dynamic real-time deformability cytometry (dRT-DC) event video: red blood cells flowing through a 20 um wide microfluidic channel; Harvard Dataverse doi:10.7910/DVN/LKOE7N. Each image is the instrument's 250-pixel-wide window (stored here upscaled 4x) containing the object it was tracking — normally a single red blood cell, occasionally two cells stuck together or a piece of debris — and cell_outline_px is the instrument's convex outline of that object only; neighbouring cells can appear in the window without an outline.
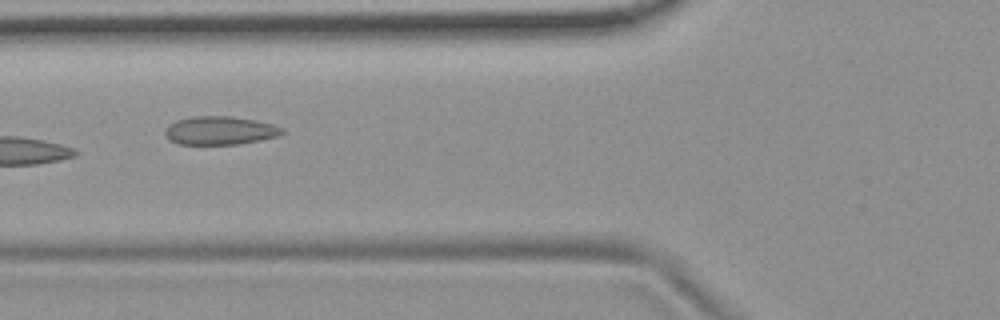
{"species": "common noctule bat (a hibernating species)", "species_latin": "Nyctalus noctula", "temperature_condition": "room temperature", "stored_images_in_passage": 9, "camera_frame_rate_fps": 3000, "um_per_image_px": 0.085, "animal": {"sex": "female", "body_mass_g": 19.9}, "frame": {"image": 1, "passage_image": 6, "time_ms": 1.667, "image_size_px": [1000, 320], "cell_outline_px": [[284, 132], [280, 136], [260, 140], [236, 144], [176, 144], [168, 140], [164, 132], [168, 124], [176, 120], [192, 116], [232, 116], [256, 120], [272, 124], [284, 128]], "centroid_in_image_um": [18.68, 11.09], "position_along_channel_um": 107.1, "area_um2": 19.59}}
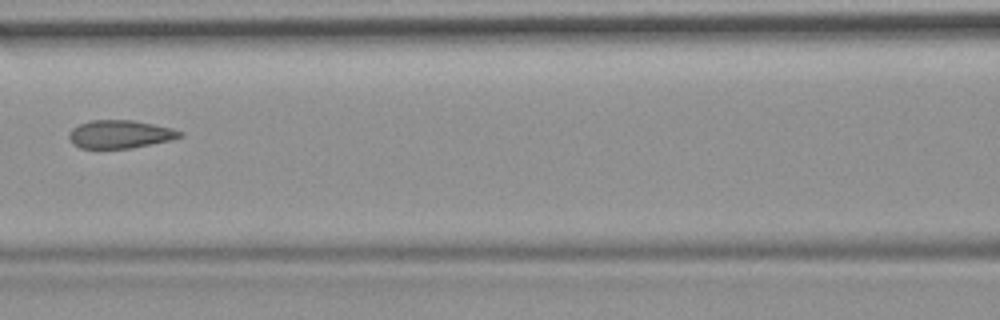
{"frame": {"image": 2, "passage_image": 7, "time_ms": 2.0, "image_size_px": [1000, 320], "cell_outline_px": [[184, 136], [168, 140], [128, 148], [80, 148], [72, 144], [68, 136], [68, 132], [72, 128], [80, 124], [92, 120], [132, 120], [172, 128], [184, 132]], "centroid_in_image_um": [10.17, 11.4], "position_along_channel_um": 156.4, "area_um2": 17.98}}
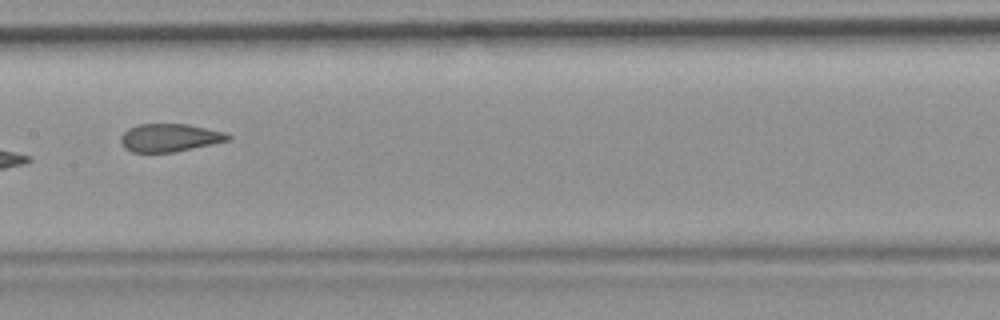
{"frame": {"image": 3, "passage_image": 8, "time_ms": 2.333, "image_size_px": [1000, 320], "cell_outline_px": [[232, 136], [228, 140], [192, 148], [172, 152], [132, 152], [124, 148], [120, 144], [120, 136], [128, 128], [136, 124], [188, 124], [224, 132]], "centroid_in_image_um": [14.35, 11.7], "position_along_channel_um": 193.0, "area_um2": 17.4}}